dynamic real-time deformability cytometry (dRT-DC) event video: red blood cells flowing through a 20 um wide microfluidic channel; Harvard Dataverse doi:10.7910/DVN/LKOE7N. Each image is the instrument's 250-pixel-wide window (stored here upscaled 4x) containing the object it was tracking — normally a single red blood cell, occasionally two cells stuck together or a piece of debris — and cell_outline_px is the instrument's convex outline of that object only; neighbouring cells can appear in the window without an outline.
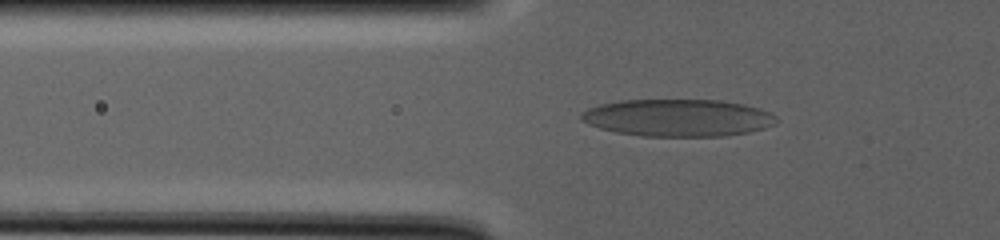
{"species": "human", "species_latin": "Homo sapiens", "temperature_condition": "warm", "stored_images_in_passage": 42, "camera_frame_rate_fps": 3000, "um_per_image_px": 0.085, "donor": {"sex": "male"}, "frame": {"image": 1, "passage_image": 17, "time_ms": 15.333, "image_size_px": [1000, 240], "cell_outline_px": [[780, 120], [776, 124], [764, 128], [748, 132], [724, 136], [640, 136], [616, 132], [600, 128], [588, 124], [580, 120], [580, 112], [588, 108], [600, 104], [620, 100], [716, 100], [740, 104], [760, 108], [772, 112]], "centroid_in_image_um": [57.62, 10.01], "position_along_channel_um": 68.2, "area_um2": 42.6}}
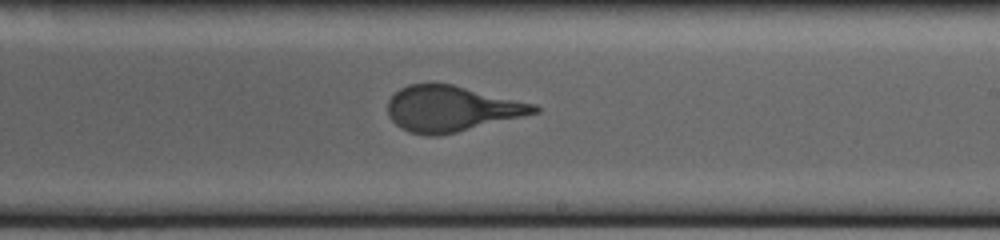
{"frame": {"image": 2, "passage_image": 28, "time_ms": 25.667, "image_size_px": [1000, 240], "cell_outline_px": [[540, 112], [456, 132], [436, 136], [428, 136], [412, 132], [400, 128], [388, 116], [388, 100], [400, 88], [408, 84], [452, 84], [536, 104], [540, 108]], "centroid_in_image_um": [38.37, 9.24], "position_along_channel_um": 250.6, "area_um2": 38.67}}
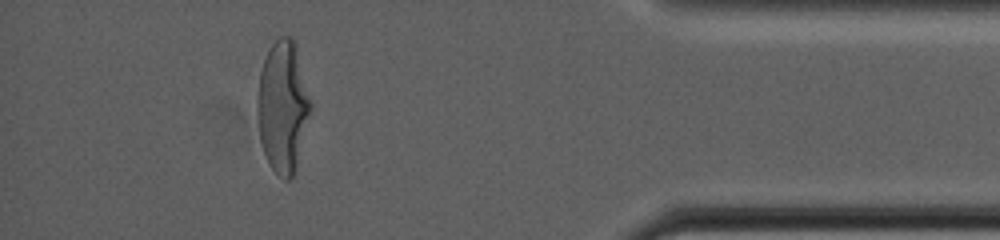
{"frame": {"image": 3, "passage_image": 39, "time_ms": 36.0, "image_size_px": [1000, 240], "cell_outline_px": [[312, 108], [296, 168], [292, 176], [288, 180], [284, 180], [268, 164], [260, 140], [256, 108], [256, 96], [260, 72], [268, 48], [280, 36], [292, 36], [296, 48], [312, 104]], "centroid_in_image_um": [24.02, 9.07], "position_along_channel_um": 411.2, "area_um2": 40.86}}